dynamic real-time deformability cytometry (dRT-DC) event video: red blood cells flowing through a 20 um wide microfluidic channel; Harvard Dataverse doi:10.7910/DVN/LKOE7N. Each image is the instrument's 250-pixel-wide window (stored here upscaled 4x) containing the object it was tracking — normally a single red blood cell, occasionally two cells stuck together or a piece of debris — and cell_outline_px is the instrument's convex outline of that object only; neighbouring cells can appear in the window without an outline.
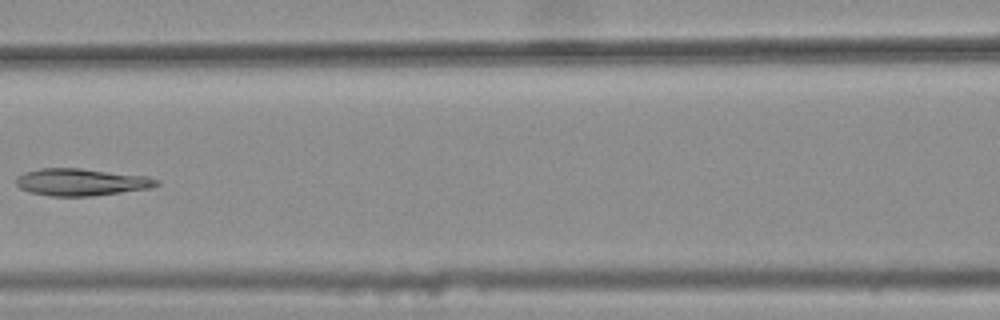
{"species": "common noctule bat (a hibernating species)", "species_latin": "Nyctalus noctula", "temperature_condition": "warm", "stored_images_in_passage": 8, "camera_frame_rate_fps": 3000, "um_per_image_px": 0.085, "animal": {"sex": "female", "body_mass_g": 25.1}, "frame": {"image": 1, "passage_image": 7, "time_ms": 2.0, "image_size_px": [1000, 320], "cell_outline_px": [[160, 184], [152, 188], [92, 196], [52, 196], [28, 192], [20, 188], [16, 184], [16, 176], [24, 172], [40, 168], [80, 168], [148, 176], [160, 180]], "centroid_in_image_um": [6.92, 15.47], "position_along_channel_um": 159.7, "area_um2": 22.43}}
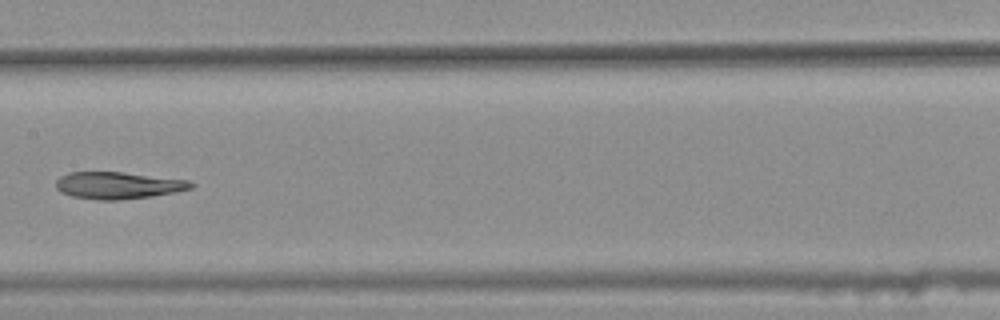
{"frame": {"image": 2, "passage_image": 8, "time_ms": 2.333, "image_size_px": [1000, 320], "cell_outline_px": [[196, 184], [192, 188], [176, 192], [152, 196], [120, 200], [96, 200], [72, 196], [60, 192], [56, 188], [56, 180], [60, 176], [68, 172], [124, 172], [188, 180]], "centroid_in_image_um": [10.03, 15.76], "position_along_channel_um": 197.4, "area_um2": 21.39}}